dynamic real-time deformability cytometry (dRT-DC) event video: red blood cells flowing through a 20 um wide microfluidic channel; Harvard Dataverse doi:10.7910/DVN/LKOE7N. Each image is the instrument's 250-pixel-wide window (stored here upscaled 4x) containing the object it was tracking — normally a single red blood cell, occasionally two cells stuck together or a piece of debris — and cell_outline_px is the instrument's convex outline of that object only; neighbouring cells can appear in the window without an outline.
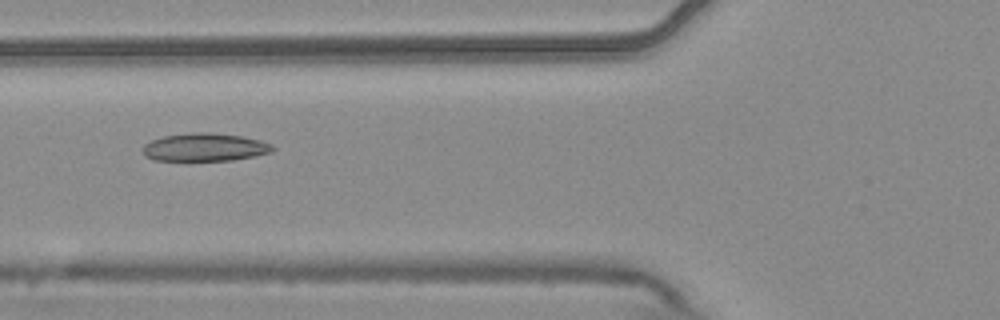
{"species": "common noctule bat (a hibernating species)", "species_latin": "Nyctalus noctula", "temperature_condition": "warm", "stored_images_in_passage": 4, "camera_frame_rate_fps": 3000, "um_per_image_px": 0.085, "animal": {"sex": "male", "body_mass_g": 20.4}, "frame": {"image": 1, "passage_image": 2, "time_ms": 0.333, "image_size_px": [1000, 320], "cell_outline_px": [[276, 148], [272, 152], [232, 160], [152, 160], [144, 156], [144, 144], [152, 140], [164, 136], [192, 132], [212, 132], [240, 136], [260, 140], [272, 144]], "centroid_in_image_um": [17.41, 12.51], "position_along_channel_um": 108.4, "area_um2": 21.1}}
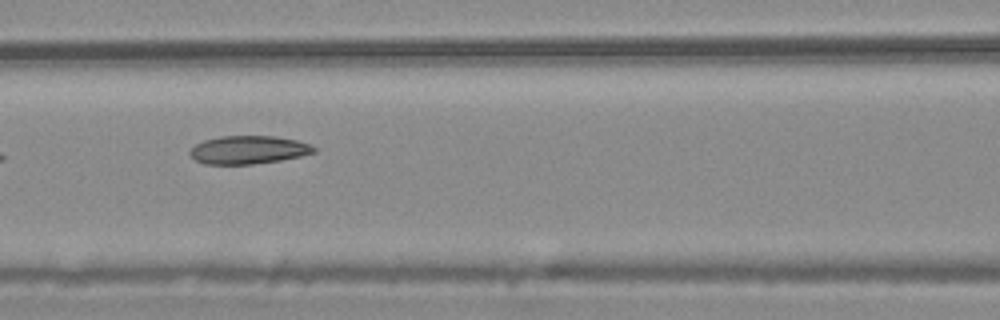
{"frame": {"image": 2, "passage_image": 3, "time_ms": 0.667, "image_size_px": [1000, 320], "cell_outline_px": [[316, 152], [300, 156], [280, 160], [252, 164], [204, 164], [196, 160], [188, 152], [196, 144], [204, 140], [220, 136], [276, 136], [296, 140], [312, 144], [316, 148]], "centroid_in_image_um": [21.14, 12.73], "position_along_channel_um": 145.5, "area_um2": 20.35}}
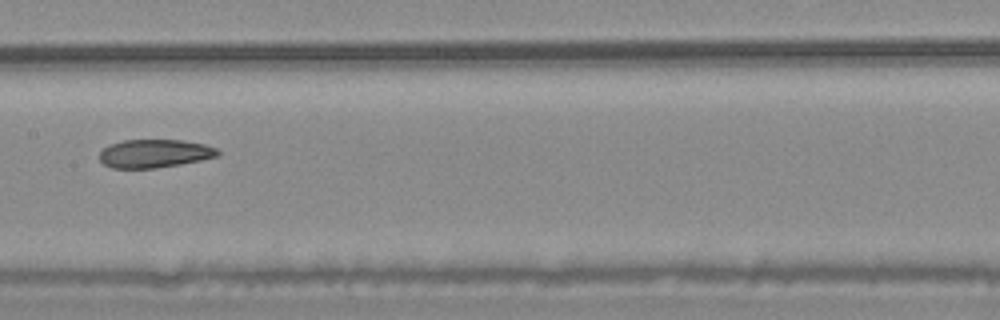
{"frame": {"image": 3, "passage_image": 4, "time_ms": 1.0, "image_size_px": [1000, 320], "cell_outline_px": [[220, 156], [180, 164], [156, 168], [112, 168], [104, 164], [100, 160], [100, 152], [104, 148], [112, 144], [124, 140], [180, 140], [204, 144], [216, 148], [220, 152]], "centroid_in_image_um": [13.16, 13.05], "position_along_channel_um": 194.2, "area_um2": 19.36}}